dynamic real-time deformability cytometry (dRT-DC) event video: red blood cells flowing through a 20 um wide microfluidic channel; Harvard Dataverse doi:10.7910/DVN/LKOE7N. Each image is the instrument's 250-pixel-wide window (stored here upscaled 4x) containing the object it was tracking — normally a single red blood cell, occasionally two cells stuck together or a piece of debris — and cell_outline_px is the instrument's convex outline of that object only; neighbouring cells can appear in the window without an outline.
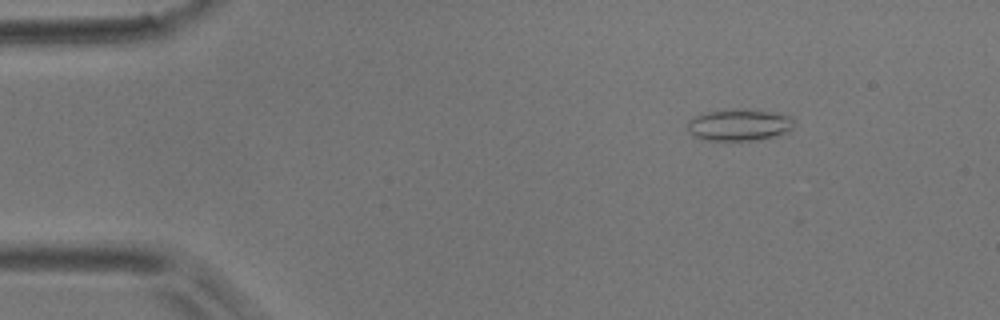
{"species": "common noctule bat (a hibernating species)", "species_latin": "Nyctalus noctula", "temperature_condition": "room temperature", "stored_images_in_passage": 55, "camera_frame_rate_fps": 3000, "um_per_image_px": 0.085, "animal": {"sex": "male", "body_mass_g": 17.9}, "frame": {"image": 1, "passage_image": 8, "time_ms": 2.333, "image_size_px": [1000, 320], "cell_outline_px": [[792, 128], [788, 132], [776, 136], [756, 140], [700, 140], [692, 136], [688, 128], [688, 120], [696, 116], [708, 112], [740, 108], [772, 112], [788, 116], [792, 120]], "centroid_in_image_um": [62.8, 10.63], "position_along_channel_um": 22.2, "area_um2": 19.59}}
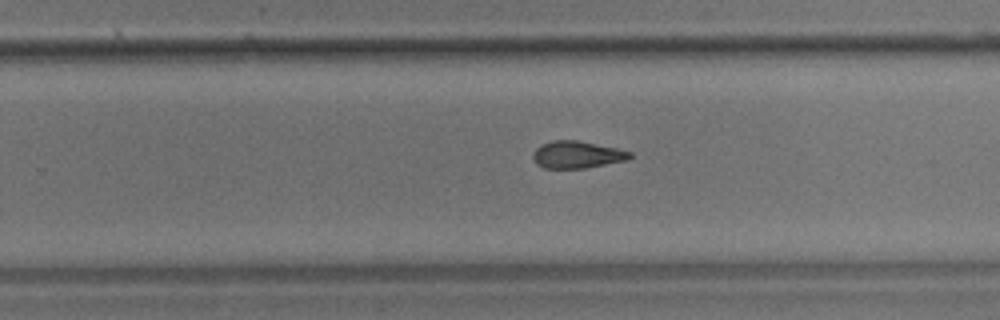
{"frame": {"image": 2, "passage_image": 35, "time_ms": 11.333, "image_size_px": [1000, 320], "cell_outline_px": [[632, 156], [628, 160], [584, 168], [544, 168], [536, 164], [532, 156], [532, 152], [540, 144], [552, 140], [576, 140], [616, 148], [632, 152]], "centroid_in_image_um": [49.01, 13.14], "position_along_channel_um": 280.8, "area_um2": 15.37}}
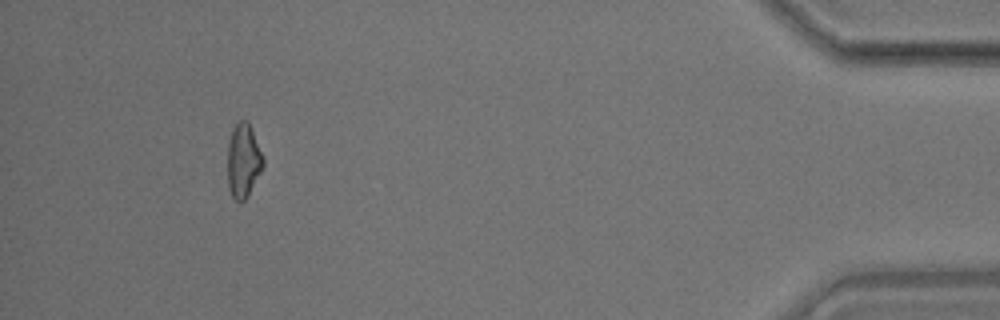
{"frame": {"image": 3, "passage_image": 51, "time_ms": 16.667, "image_size_px": [1000, 320], "cell_outline_px": [[264, 164], [248, 196], [240, 204], [232, 196], [228, 188], [228, 140], [236, 124], [240, 120], [248, 120], [264, 156]], "centroid_in_image_um": [20.69, 13.66], "position_along_channel_um": 414.5, "area_um2": 15.43}, "authors_computed_cell_mechanics": {"area_um2": 15.9528, "velocity_mm_per_s": 3.7048, "shape_relaxation_time_tau1_ms": null, "shape_relaxation_time_tau2_ms": 4.6543, "deformation_change_tau1": null, "deformation_change_tau2": 0.1288}}